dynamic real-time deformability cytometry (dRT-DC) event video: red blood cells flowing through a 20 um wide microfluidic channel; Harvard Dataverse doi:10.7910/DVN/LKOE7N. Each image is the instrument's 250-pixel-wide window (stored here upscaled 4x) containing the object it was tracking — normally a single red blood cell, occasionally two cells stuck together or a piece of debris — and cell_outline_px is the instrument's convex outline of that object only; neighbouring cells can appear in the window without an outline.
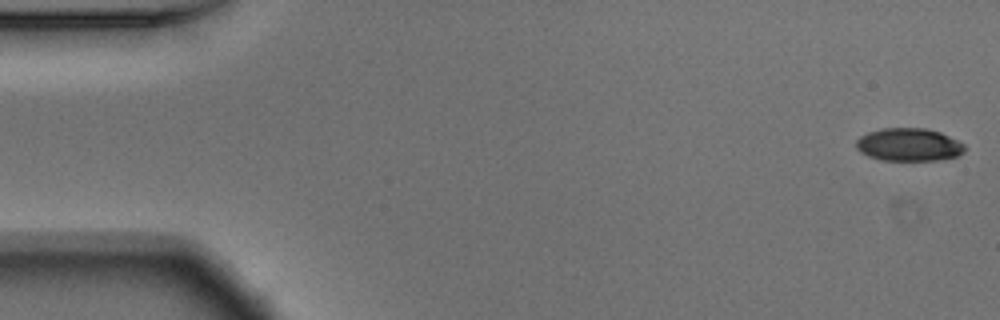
{"species": "Egyptian fruit bat (a non-hibernating species)", "species_latin": "Rousettus aegyptiacus", "temperature_condition": "warm", "stored_images_in_passage": 53, "camera_frame_rate_fps": 3000, "um_per_image_px": 0.085, "animal": {"sex": "male"}, "frame": {"image": 1, "passage_image": 1, "time_ms": 0.0, "image_size_px": [1000, 320], "cell_outline_px": [[968, 148], [964, 152], [956, 156], [936, 160], [880, 160], [868, 156], [860, 152], [856, 148], [856, 140], [860, 136], [868, 132], [880, 128], [928, 128], [940, 132], [964, 144]], "centroid_in_image_um": [77.23, 12.29], "position_along_channel_um": 7.8, "area_um2": 20.92}}
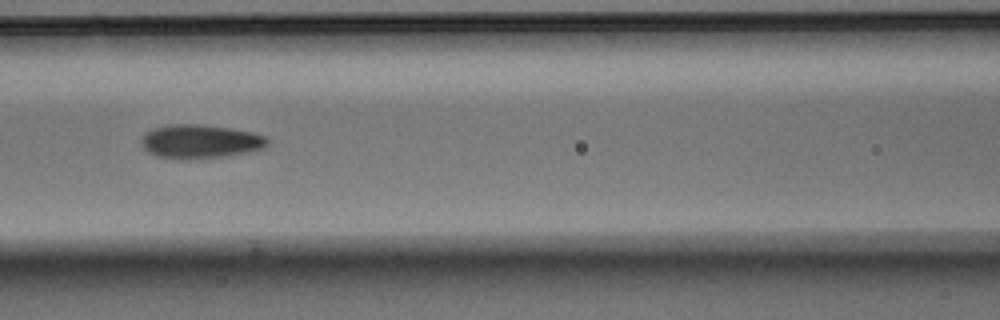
{"frame": {"image": 2, "passage_image": 23, "time_ms": 7.333, "image_size_px": [1000, 320], "cell_outline_px": [[268, 144], [264, 148], [252, 152], [228, 156], [184, 160], [180, 160], [156, 156], [148, 152], [144, 148], [140, 140], [152, 128], [168, 124], [196, 124], [228, 128], [252, 132], [268, 136]], "centroid_in_image_um": [17.04, 12.04], "position_along_channel_um": 149.6, "area_um2": 25.14}}
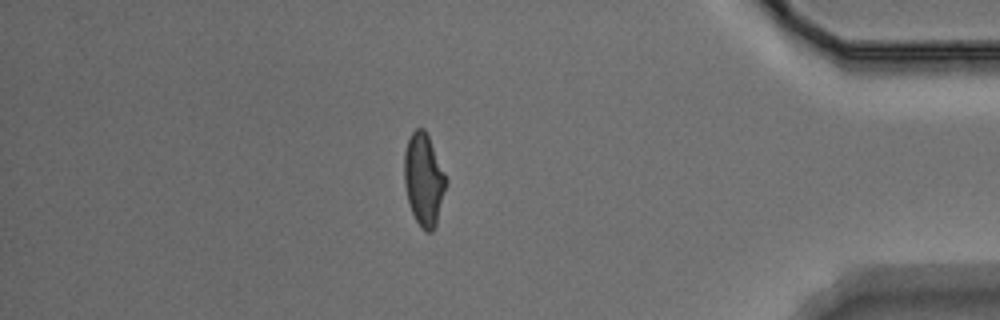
{"frame": {"image": 3, "passage_image": 46, "time_ms": 15.0, "image_size_px": [1000, 320], "cell_outline_px": [[448, 184], [436, 224], [432, 232], [424, 232], [420, 228], [412, 212], [408, 200], [404, 184], [404, 152], [408, 140], [412, 132], [416, 128], [424, 128], [428, 136], [448, 180]], "centroid_in_image_um": [36.03, 15.29], "position_along_channel_um": 399.2, "area_um2": 22.6}, "authors_computed_cell_mechanics": {"area_um2": 22.831, "velocity_mm_per_s": 3.7502, "shape_relaxation_time_tau1_ms": 7.8678, "shape_relaxation_time_tau2_ms": 1.6564, "deformation_change_tau1": 0.2108, "deformation_change_tau2": 0.085}}